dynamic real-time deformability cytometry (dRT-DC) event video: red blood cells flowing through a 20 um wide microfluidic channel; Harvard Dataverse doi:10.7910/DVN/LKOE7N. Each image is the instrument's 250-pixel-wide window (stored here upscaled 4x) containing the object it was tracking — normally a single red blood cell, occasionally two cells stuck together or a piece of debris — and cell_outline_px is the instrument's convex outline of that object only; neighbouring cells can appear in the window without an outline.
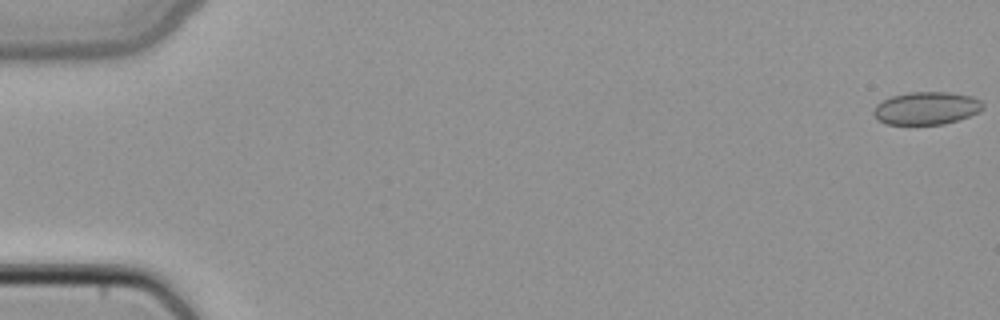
{"species": "common noctule bat (a hibernating species)", "species_latin": "Nyctalus noctula", "temperature_condition": "cold", "stored_images_in_passage": 50, "camera_frame_rate_fps": 3000, "um_per_image_px": 0.085, "animal": {"sex": "female", "body_mass_g": 22.7, "forearm_length_mm": 54.2}, "frame": {"image": 1, "passage_image": 1, "time_ms": 0.0, "image_size_px": [1000, 320], "cell_outline_px": [[984, 108], [980, 112], [944, 124], [884, 124], [876, 120], [872, 112], [876, 104], [892, 96], [912, 92], [948, 92], [972, 96], [980, 100], [984, 104]], "centroid_in_image_um": [78.74, 9.2], "position_along_channel_um": 6.3, "area_um2": 20.92}}
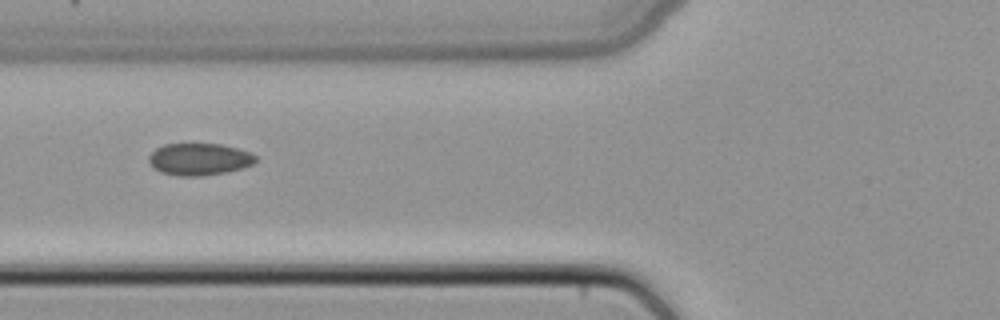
{"frame": {"image": 2, "passage_image": 20, "time_ms": 6.333, "image_size_px": [1000, 320], "cell_outline_px": [[256, 160], [252, 164], [244, 168], [224, 172], [200, 176], [176, 176], [160, 172], [152, 168], [148, 160], [148, 156], [156, 148], [164, 144], [220, 144], [252, 152], [256, 156]], "centroid_in_image_um": [16.91, 13.54], "position_along_channel_um": 108.9, "area_um2": 20.06}}
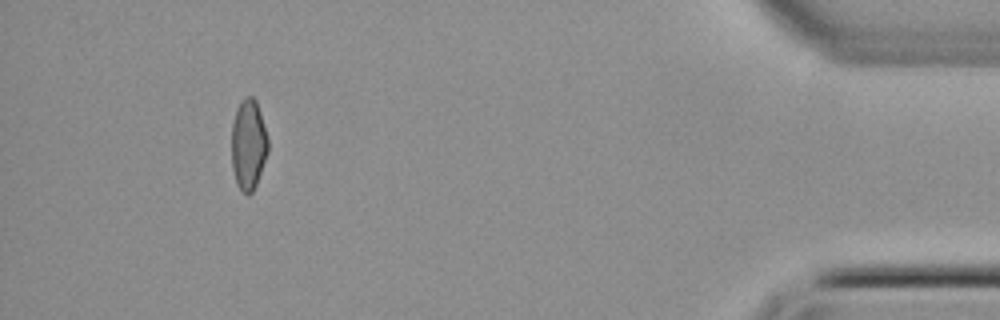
{"frame": {"image": 3, "passage_image": 46, "time_ms": 15.0, "image_size_px": [1000, 320], "cell_outline_px": [[268, 152], [256, 184], [252, 192], [248, 196], [240, 192], [236, 184], [232, 168], [232, 124], [236, 108], [240, 100], [244, 96], [252, 96], [256, 100], [260, 112], [268, 140]], "centroid_in_image_um": [21.1, 12.3], "position_along_channel_um": 414.1, "area_um2": 19.42}}